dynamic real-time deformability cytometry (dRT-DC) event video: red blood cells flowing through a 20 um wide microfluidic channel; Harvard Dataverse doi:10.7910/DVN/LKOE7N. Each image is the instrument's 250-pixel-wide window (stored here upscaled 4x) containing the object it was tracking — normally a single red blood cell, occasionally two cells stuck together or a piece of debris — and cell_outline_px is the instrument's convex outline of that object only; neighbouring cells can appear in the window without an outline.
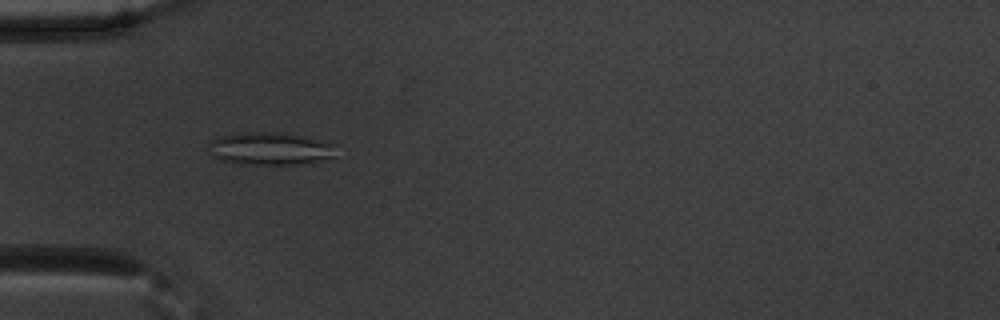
{"species": "common noctule bat (a hibernating species)", "species_latin": "Nyctalus noctula", "temperature_condition": "warm", "stored_images_in_passage": 54, "camera_frame_rate_fps": 3000, "um_per_image_px": 0.085, "animal": {"sex": "male", "body_mass_g": 20.1, "forearm_length_mm": 53.5}, "frame": {"image": 1, "passage_image": 17, "time_ms": 5.333, "image_size_px": [1000, 320], "cell_outline_px": [[336, 156], [300, 164], [240, 164], [220, 160], [212, 156], [212, 140], [220, 136], [244, 132], [276, 132], [336, 144]], "centroid_in_image_um": [22.96, 12.65], "position_along_channel_um": 62.0, "area_um2": 23.7}}
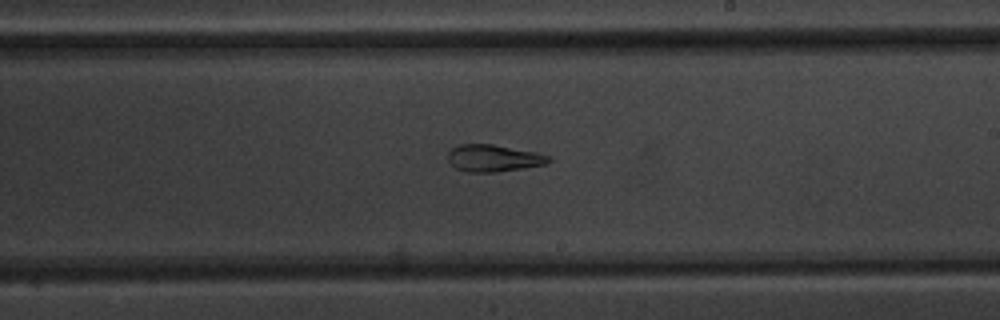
{"frame": {"image": 2, "passage_image": 32, "time_ms": 10.333, "image_size_px": [1000, 320], "cell_outline_px": [[552, 160], [544, 164], [496, 172], [468, 172], [456, 168], [448, 160], [448, 152], [452, 148], [460, 144], [492, 144], [536, 152], [552, 156]], "centroid_in_image_um": [41.95, 13.43], "position_along_channel_um": 247.1, "area_um2": 15.72}}
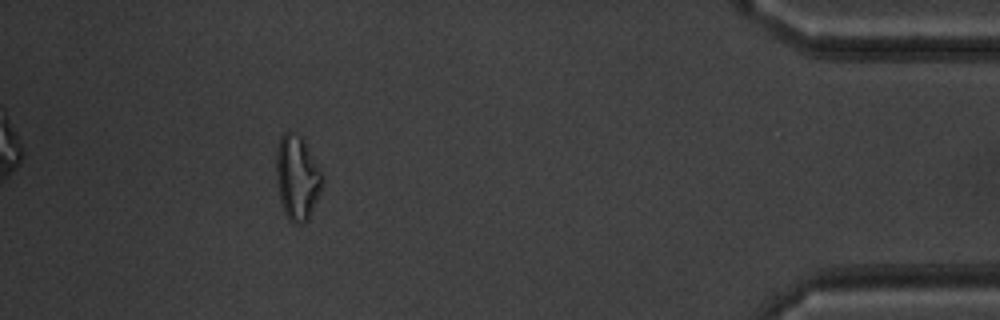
{"frame": {"image": 3, "passage_image": 49, "time_ms": 16.0, "image_size_px": [1000, 320], "cell_outline_px": [[324, 180], [320, 192], [312, 212], [308, 220], [304, 224], [292, 224], [288, 220], [284, 212], [280, 200], [276, 180], [276, 152], [280, 136], [284, 132], [292, 132], [300, 136], [304, 140], [320, 168], [324, 176]], "centroid_in_image_um": [25.26, 15.13], "position_along_channel_um": 409.9, "area_um2": 23.06}, "authors_computed_cell_mechanics": {"area_um2": 21.3282, "velocity_mm_per_s": 3.7623, "shape_relaxation_time_tau1_ms": null, "shape_relaxation_time_tau2_ms": 2.2331, "deformation_change_tau1": null, "deformation_change_tau2": 0.0898}}